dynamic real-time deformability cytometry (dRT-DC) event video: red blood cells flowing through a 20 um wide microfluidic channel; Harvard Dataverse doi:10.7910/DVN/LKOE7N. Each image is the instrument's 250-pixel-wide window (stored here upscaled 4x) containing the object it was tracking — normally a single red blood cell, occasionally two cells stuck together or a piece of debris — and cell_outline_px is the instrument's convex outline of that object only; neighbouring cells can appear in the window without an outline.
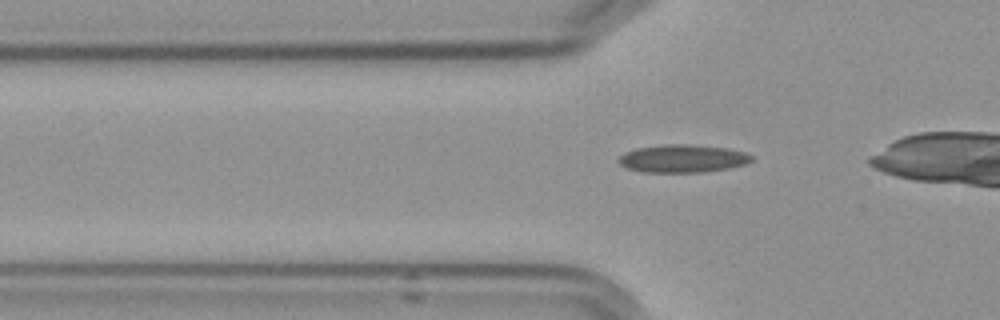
{"species": "Egyptian fruit bat (a non-hibernating species)", "species_latin": "Rousettus aegyptiacus", "temperature_condition": "cold", "stored_images_in_passage": 30, "camera_frame_rate_fps": 3000, "um_per_image_px": 0.085, "frame": {"image": 1, "passage_image": 2, "time_ms": 0.333, "image_size_px": [1000, 320], "cell_outline_px": [[752, 160], [744, 164], [728, 168], [700, 172], [640, 172], [628, 168], [620, 164], [616, 160], [624, 152], [636, 148], [664, 144], [688, 144], [728, 148], [744, 152], [752, 156]], "centroid_in_image_um": [57.98, 13.47], "position_along_channel_um": 67.8, "area_um2": 21.56}}
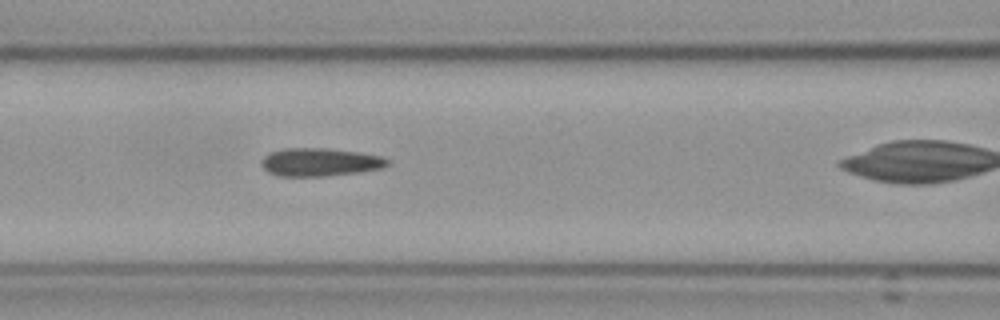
{"frame": {"image": 2, "passage_image": 8, "time_ms": 2.333, "image_size_px": [1000, 320], "cell_outline_px": [[388, 164], [380, 168], [360, 172], [324, 176], [280, 176], [268, 172], [264, 168], [264, 156], [272, 152], [284, 148], [324, 148], [356, 152], [380, 156], [388, 160]], "centroid_in_image_um": [27.19, 13.78], "position_along_channel_um": 139.4, "area_um2": 20.17}}
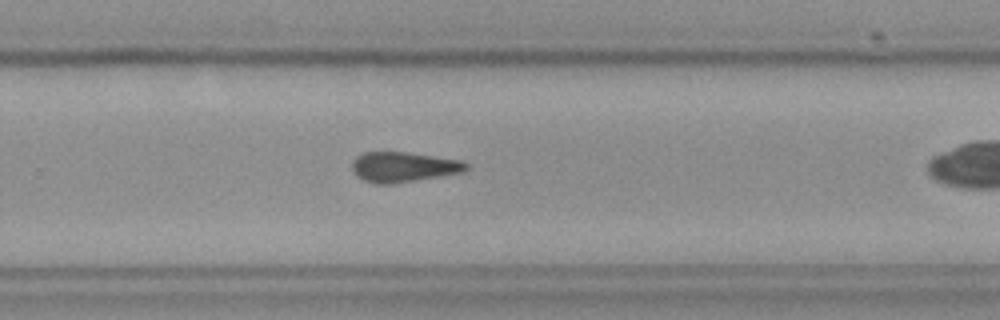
{"frame": {"image": 3, "passage_image": 21, "time_ms": 6.667, "image_size_px": [1000, 320], "cell_outline_px": [[468, 168], [460, 172], [392, 184], [376, 184], [364, 180], [352, 168], [352, 160], [356, 156], [364, 152], [404, 152], [460, 160], [468, 164]], "centroid_in_image_um": [34.25, 14.18], "position_along_channel_um": 295.5, "area_um2": 19.54}}